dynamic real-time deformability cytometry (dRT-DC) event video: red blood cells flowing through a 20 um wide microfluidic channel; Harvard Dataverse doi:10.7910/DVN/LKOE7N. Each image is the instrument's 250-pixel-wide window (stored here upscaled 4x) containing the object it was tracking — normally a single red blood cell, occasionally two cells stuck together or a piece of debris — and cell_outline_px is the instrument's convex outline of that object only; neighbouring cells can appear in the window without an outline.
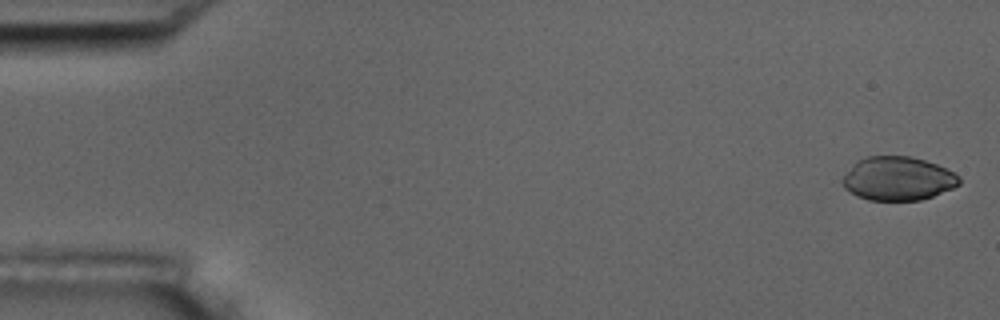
{"species": "common noctule bat (a hibernating species)", "species_latin": "Nyctalus noctula", "temperature_condition": "room temperature", "stored_images_in_passage": 6, "camera_frame_rate_fps": 3000, "um_per_image_px": 0.085, "animal": {"sex": "male", "body_mass_g": 17.5, "forearm_length_mm": 52.3}, "frame": {"image": 1, "passage_image": 1, "time_ms": 0.0, "image_size_px": [1000, 320], "cell_outline_px": [[960, 184], [952, 188], [932, 196], [920, 200], [868, 200], [856, 196], [844, 188], [840, 180], [852, 164], [856, 160], [868, 156], [912, 156], [936, 164], [960, 176]], "centroid_in_image_um": [76.27, 15.18], "position_along_channel_um": 8.7, "area_um2": 29.82}}
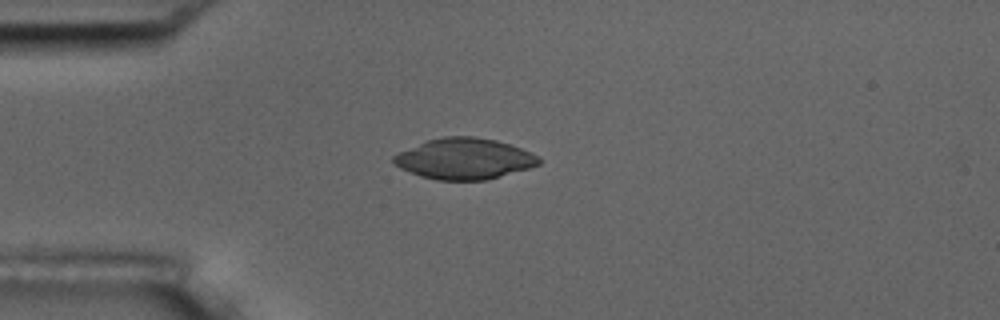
{"frame": {"image": 2, "passage_image": 4, "time_ms": 4.333, "image_size_px": [1000, 320], "cell_outline_px": [[540, 164], [528, 168], [488, 180], [436, 180], [420, 176], [400, 168], [392, 160], [392, 156], [400, 152], [428, 140], [444, 136], [476, 136], [496, 140], [532, 152], [540, 156]], "centroid_in_image_um": [39.49, 13.49], "position_along_channel_um": 45.5, "area_um2": 34.56}}